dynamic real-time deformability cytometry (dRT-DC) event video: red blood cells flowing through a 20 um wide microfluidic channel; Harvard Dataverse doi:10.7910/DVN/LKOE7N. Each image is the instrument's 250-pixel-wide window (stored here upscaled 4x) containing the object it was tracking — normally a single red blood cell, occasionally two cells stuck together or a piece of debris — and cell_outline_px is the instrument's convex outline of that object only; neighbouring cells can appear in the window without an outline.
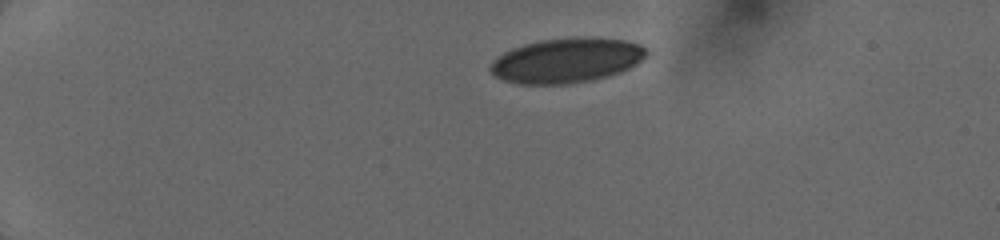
{"species": "human", "species_latin": "Homo sapiens", "temperature_condition": "cold", "stored_images_in_passage": 5, "camera_frame_rate_fps": 3000, "um_per_image_px": 0.085, "donor": {"sex": "female"}, "frame": {"image": 1, "passage_image": 1, "time_ms": 0.0, "image_size_px": [1000, 240], "cell_outline_px": [[648, 56], [636, 64], [620, 72], [608, 76], [568, 84], [516, 84], [504, 80], [496, 76], [488, 68], [492, 60], [504, 52], [512, 48], [524, 44], [540, 40], [580, 36], [624, 40], [640, 44], [648, 52]], "centroid_in_image_um": [48.15, 5.13], "position_along_channel_um": 36.9, "area_um2": 40.81}}